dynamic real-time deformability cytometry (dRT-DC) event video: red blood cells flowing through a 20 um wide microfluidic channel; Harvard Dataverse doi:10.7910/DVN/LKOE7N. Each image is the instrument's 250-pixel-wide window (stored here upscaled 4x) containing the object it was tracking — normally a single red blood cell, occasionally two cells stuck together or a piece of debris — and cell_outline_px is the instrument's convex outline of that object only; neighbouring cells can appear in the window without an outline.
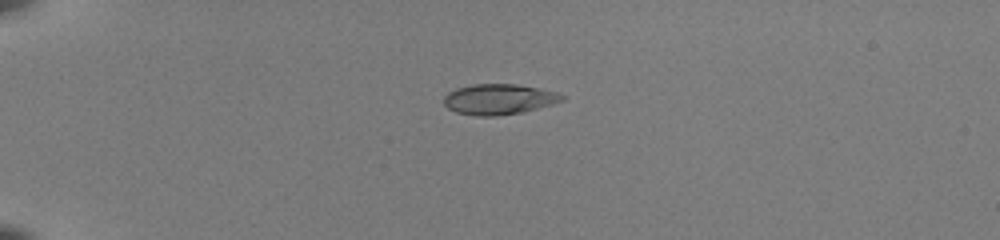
{"species": "common noctule bat (a hibernating species)", "species_latin": "Nyctalus noctula", "temperature_condition": "room temperature", "stored_images_in_passage": 39, "camera_frame_rate_fps": 3000, "um_per_image_px": 0.085, "animal": {"sex": "female", "body_mass_g": 22.0, "forearm_length_mm": 56.7}, "frame": {"image": 1, "passage_image": 1, "time_ms": 0.0, "image_size_px": [1000, 240], "cell_outline_px": [[568, 96], [564, 100], [552, 104], [520, 112], [496, 116], [476, 116], [456, 112], [448, 108], [444, 104], [444, 96], [448, 92], [456, 88], [472, 84], [516, 84], [540, 88], [556, 92]], "centroid_in_image_um": [42.41, 8.43], "position_along_channel_um": 42.6, "area_um2": 21.04}}
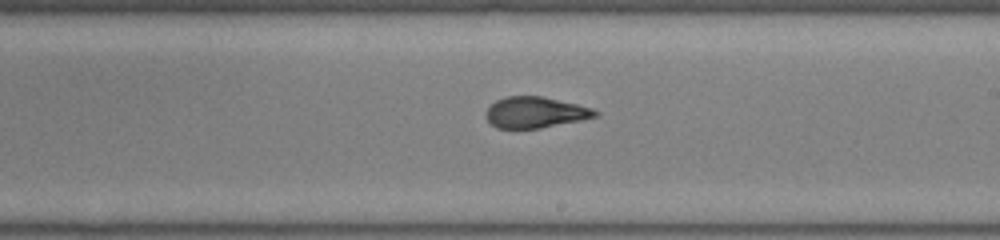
{"frame": {"image": 2, "passage_image": 20, "time_ms": 6.333, "image_size_px": [1000, 240], "cell_outline_px": [[600, 112], [596, 116], [580, 120], [540, 128], [496, 128], [488, 120], [488, 108], [496, 100], [504, 96], [544, 96], [592, 108]], "centroid_in_image_um": [45.51, 9.54], "position_along_channel_um": 243.5, "area_um2": 19.48}}
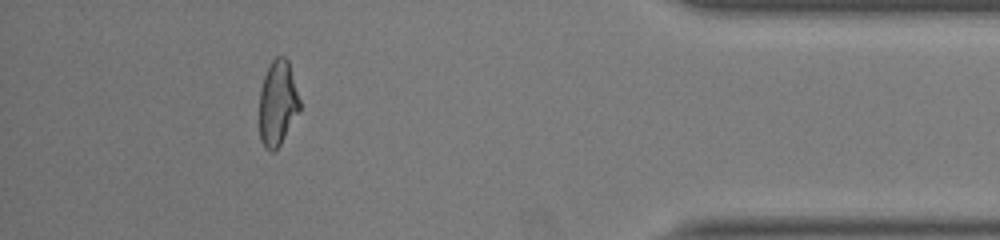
{"frame": {"image": 3, "passage_image": 35, "time_ms": 11.333, "image_size_px": [1000, 240], "cell_outline_px": [[300, 112], [280, 144], [272, 152], [264, 148], [260, 140], [260, 88], [264, 76], [272, 60], [276, 56], [284, 56], [288, 60], [300, 100]], "centroid_in_image_um": [23.61, 8.77], "position_along_channel_um": 411.6, "area_um2": 20.06}, "authors_computed_cell_mechanics": {"area_um2": 20.6924, "velocity_mm_per_s": 4.0193, "shape_relaxation_time_tau1_ms": null, "shape_relaxation_time_tau2_ms": 0.9657, "deformation_change_tau1": null, "deformation_change_tau2": 0.0603}}